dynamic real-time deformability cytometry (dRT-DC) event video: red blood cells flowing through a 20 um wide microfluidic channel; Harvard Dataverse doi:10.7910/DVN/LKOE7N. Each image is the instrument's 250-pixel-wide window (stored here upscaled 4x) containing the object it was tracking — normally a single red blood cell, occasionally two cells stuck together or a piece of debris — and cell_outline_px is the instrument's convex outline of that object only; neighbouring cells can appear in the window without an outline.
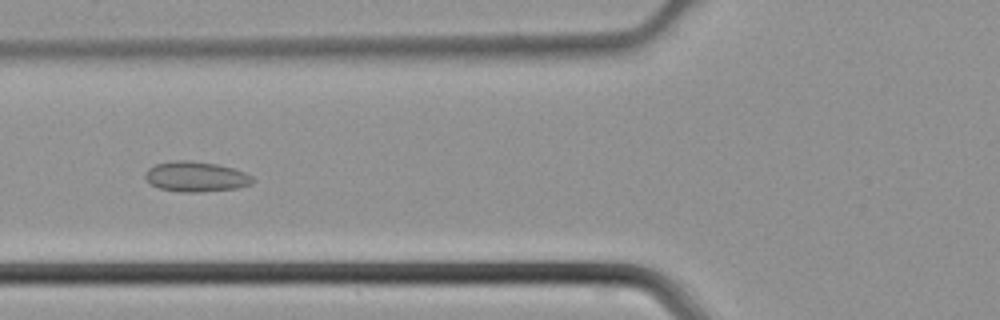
{"species": "common noctule bat (a hibernating species)", "species_latin": "Nyctalus noctula", "temperature_condition": "cold", "stored_images_in_passage": 46, "camera_frame_rate_fps": 3000, "um_per_image_px": 0.085, "animal": {"sex": "male", "body_mass_g": 21.5, "forearm_length_mm": 52.0}, "frame": {"image": 1, "passage_image": 17, "time_ms": 5.333, "image_size_px": [1000, 320], "cell_outline_px": [[252, 184], [236, 188], [200, 192], [180, 192], [160, 188], [152, 184], [144, 176], [148, 168], [156, 164], [172, 160], [188, 160], [216, 164], [232, 168], [244, 172], [252, 176]], "centroid_in_image_um": [16.64, 15.01], "position_along_channel_um": 109.2, "area_um2": 18.73}}
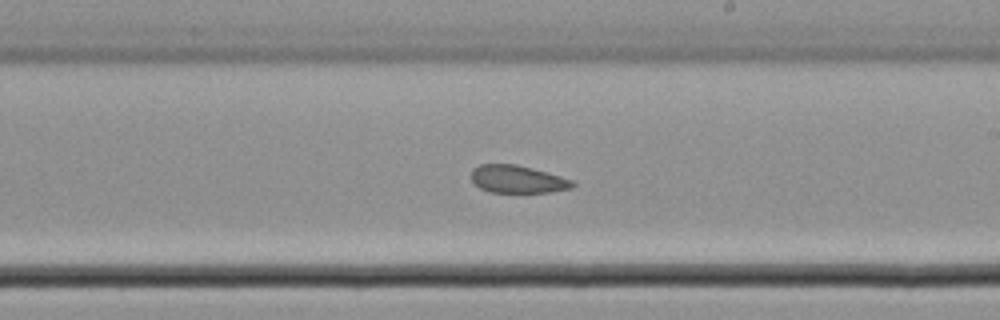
{"frame": {"image": 2, "passage_image": 26, "time_ms": 8.333, "image_size_px": [1000, 320], "cell_outline_px": [[576, 184], [572, 188], [548, 192], [488, 192], [480, 188], [472, 180], [472, 168], [480, 164], [516, 164], [548, 172], [572, 180]], "centroid_in_image_um": [43.99, 15.23], "position_along_channel_um": 245.0, "area_um2": 16.3}}
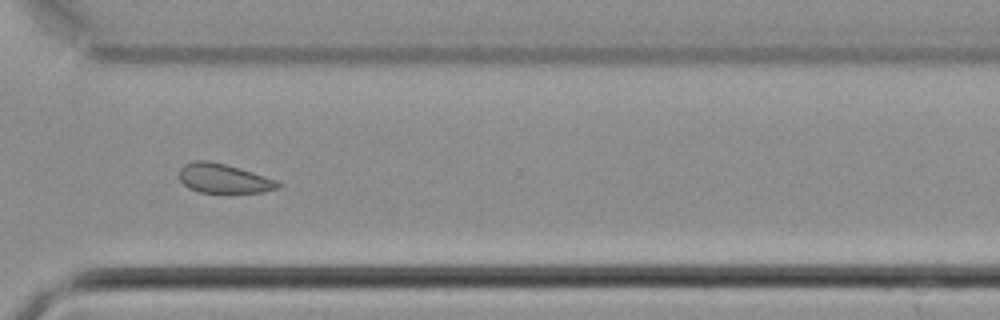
{"frame": {"image": 3, "passage_image": 33, "time_ms": 10.667, "image_size_px": [1000, 320], "cell_outline_px": [[284, 184], [280, 188], [264, 192], [228, 196], [220, 196], [200, 192], [188, 188], [180, 180], [180, 168], [184, 164], [196, 160], [208, 160], [240, 168], [276, 180]], "centroid_in_image_um": [19.06, 15.24], "position_along_channel_um": 351.5, "area_um2": 17.86}}